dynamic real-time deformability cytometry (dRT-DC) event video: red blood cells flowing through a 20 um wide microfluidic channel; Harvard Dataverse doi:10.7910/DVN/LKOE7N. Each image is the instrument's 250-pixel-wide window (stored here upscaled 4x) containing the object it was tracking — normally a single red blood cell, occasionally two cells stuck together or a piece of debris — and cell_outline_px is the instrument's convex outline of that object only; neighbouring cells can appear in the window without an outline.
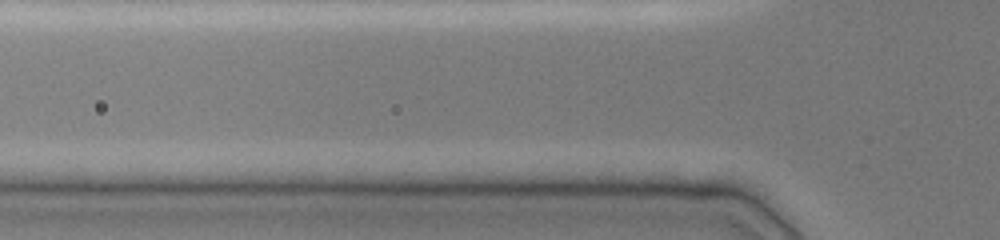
{"species": "common noctule bat (a hibernating species)", "species_latin": "Nyctalus noctula", "temperature_condition": "cold", "stored_images_in_passage": 3, "camera_frame_rate_fps": 3000, "um_per_image_px": 0.085, "animal": {"sex": "female", "body_mass_g": 19.0, "forearm_length_mm": 51.5}, "frame": {"image": 1, "passage_image": 2, "time_ms": 1.0, "image_size_px": [1000, 240], "cell_outline_px": [[592, 188], [588, 192], [444, 192], [444, 188], [456, 184], [500, 180], [560, 180]], "centroid_in_image_um": [44.05, 15.87], "position_along_channel_um": 81.7, "area_um2": 10.69}}